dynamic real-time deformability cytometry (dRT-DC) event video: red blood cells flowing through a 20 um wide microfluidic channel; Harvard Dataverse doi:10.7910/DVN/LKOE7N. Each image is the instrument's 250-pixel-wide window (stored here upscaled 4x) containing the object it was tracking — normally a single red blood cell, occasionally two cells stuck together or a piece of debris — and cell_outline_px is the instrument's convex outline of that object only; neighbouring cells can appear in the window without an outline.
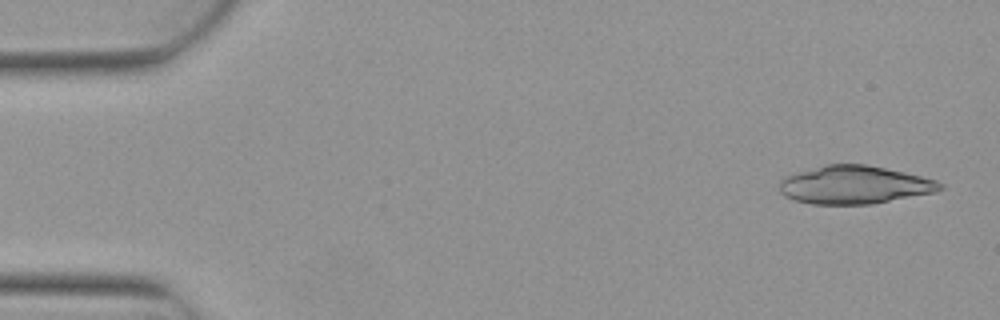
{"species": "Egyptian fruit bat (a non-hibernating species)", "species_latin": "Rousettus aegyptiacus", "temperature_condition": "warm", "stored_images_in_passage": 4, "camera_frame_rate_fps": 3000, "um_per_image_px": 0.085, "animal": {"sex": "female"}, "frame": {"image": 1, "passage_image": 1, "time_ms": 0.0, "image_size_px": [1000, 320], "cell_outline_px": [[944, 188], [936, 192], [872, 204], [812, 204], [792, 200], [784, 196], [780, 192], [780, 180], [788, 176], [824, 164], [868, 164], [904, 172], [936, 180], [944, 184]], "centroid_in_image_um": [72.65, 15.72], "position_along_channel_um": 12.4, "area_um2": 35.66}}